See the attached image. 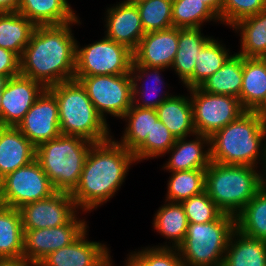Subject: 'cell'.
Returning a JSON list of instances; mask_svg holds the SVG:
<instances>
[{
	"label": "cell",
	"instance_id": "obj_1",
	"mask_svg": "<svg viewBox=\"0 0 266 266\" xmlns=\"http://www.w3.org/2000/svg\"><path fill=\"white\" fill-rule=\"evenodd\" d=\"M38 25L20 57V74L40 82L45 88L73 80L77 40L72 24ZM71 26V27H70Z\"/></svg>",
	"mask_w": 266,
	"mask_h": 266
},
{
	"label": "cell",
	"instance_id": "obj_2",
	"mask_svg": "<svg viewBox=\"0 0 266 266\" xmlns=\"http://www.w3.org/2000/svg\"><path fill=\"white\" fill-rule=\"evenodd\" d=\"M135 162L134 154L112 137L94 143L87 154L79 183L70 193L77 208L89 213L109 201L125 182L128 169Z\"/></svg>",
	"mask_w": 266,
	"mask_h": 266
},
{
	"label": "cell",
	"instance_id": "obj_3",
	"mask_svg": "<svg viewBox=\"0 0 266 266\" xmlns=\"http://www.w3.org/2000/svg\"><path fill=\"white\" fill-rule=\"evenodd\" d=\"M210 158L220 164L256 168L261 161L266 174V124L255 111H246L210 136Z\"/></svg>",
	"mask_w": 266,
	"mask_h": 266
},
{
	"label": "cell",
	"instance_id": "obj_4",
	"mask_svg": "<svg viewBox=\"0 0 266 266\" xmlns=\"http://www.w3.org/2000/svg\"><path fill=\"white\" fill-rule=\"evenodd\" d=\"M265 184V172L258 171L254 166L211 161L206 169V193L222 213L234 217Z\"/></svg>",
	"mask_w": 266,
	"mask_h": 266
},
{
	"label": "cell",
	"instance_id": "obj_5",
	"mask_svg": "<svg viewBox=\"0 0 266 266\" xmlns=\"http://www.w3.org/2000/svg\"><path fill=\"white\" fill-rule=\"evenodd\" d=\"M58 102L60 133L79 136L92 143L109 140L107 120L97 112L78 80H69L47 88Z\"/></svg>",
	"mask_w": 266,
	"mask_h": 266
},
{
	"label": "cell",
	"instance_id": "obj_6",
	"mask_svg": "<svg viewBox=\"0 0 266 266\" xmlns=\"http://www.w3.org/2000/svg\"><path fill=\"white\" fill-rule=\"evenodd\" d=\"M93 144L79 136L60 134L36 147L35 159L57 191L71 193L79 183Z\"/></svg>",
	"mask_w": 266,
	"mask_h": 266
},
{
	"label": "cell",
	"instance_id": "obj_7",
	"mask_svg": "<svg viewBox=\"0 0 266 266\" xmlns=\"http://www.w3.org/2000/svg\"><path fill=\"white\" fill-rule=\"evenodd\" d=\"M236 229L234 216L222 213L208 223H188L178 247L185 266H222L230 237Z\"/></svg>",
	"mask_w": 266,
	"mask_h": 266
},
{
	"label": "cell",
	"instance_id": "obj_8",
	"mask_svg": "<svg viewBox=\"0 0 266 266\" xmlns=\"http://www.w3.org/2000/svg\"><path fill=\"white\" fill-rule=\"evenodd\" d=\"M133 51L104 36L85 47L76 44L75 76L131 74Z\"/></svg>",
	"mask_w": 266,
	"mask_h": 266
},
{
	"label": "cell",
	"instance_id": "obj_9",
	"mask_svg": "<svg viewBox=\"0 0 266 266\" xmlns=\"http://www.w3.org/2000/svg\"><path fill=\"white\" fill-rule=\"evenodd\" d=\"M74 79L85 88L88 97L104 120L107 114L122 119L132 106L131 74L74 76Z\"/></svg>",
	"mask_w": 266,
	"mask_h": 266
},
{
	"label": "cell",
	"instance_id": "obj_10",
	"mask_svg": "<svg viewBox=\"0 0 266 266\" xmlns=\"http://www.w3.org/2000/svg\"><path fill=\"white\" fill-rule=\"evenodd\" d=\"M57 190L35 159L7 174L0 183V204L15 209L52 196Z\"/></svg>",
	"mask_w": 266,
	"mask_h": 266
},
{
	"label": "cell",
	"instance_id": "obj_11",
	"mask_svg": "<svg viewBox=\"0 0 266 266\" xmlns=\"http://www.w3.org/2000/svg\"><path fill=\"white\" fill-rule=\"evenodd\" d=\"M193 110L195 132L211 136L238 119L246 110L234 96L203 92L199 87L187 89Z\"/></svg>",
	"mask_w": 266,
	"mask_h": 266
},
{
	"label": "cell",
	"instance_id": "obj_12",
	"mask_svg": "<svg viewBox=\"0 0 266 266\" xmlns=\"http://www.w3.org/2000/svg\"><path fill=\"white\" fill-rule=\"evenodd\" d=\"M86 223L77 215L70 223L58 227L24 230L23 259L37 266L49 253L75 241L88 228Z\"/></svg>",
	"mask_w": 266,
	"mask_h": 266
},
{
	"label": "cell",
	"instance_id": "obj_13",
	"mask_svg": "<svg viewBox=\"0 0 266 266\" xmlns=\"http://www.w3.org/2000/svg\"><path fill=\"white\" fill-rule=\"evenodd\" d=\"M19 211L24 230L58 227L70 223L79 214L71 194L62 191L23 205Z\"/></svg>",
	"mask_w": 266,
	"mask_h": 266
},
{
	"label": "cell",
	"instance_id": "obj_14",
	"mask_svg": "<svg viewBox=\"0 0 266 266\" xmlns=\"http://www.w3.org/2000/svg\"><path fill=\"white\" fill-rule=\"evenodd\" d=\"M46 88L24 75L7 79L1 97L0 126L17 127Z\"/></svg>",
	"mask_w": 266,
	"mask_h": 266
},
{
	"label": "cell",
	"instance_id": "obj_15",
	"mask_svg": "<svg viewBox=\"0 0 266 266\" xmlns=\"http://www.w3.org/2000/svg\"><path fill=\"white\" fill-rule=\"evenodd\" d=\"M17 128L35 147L61 134L58 102L47 88L36 99Z\"/></svg>",
	"mask_w": 266,
	"mask_h": 266
},
{
	"label": "cell",
	"instance_id": "obj_16",
	"mask_svg": "<svg viewBox=\"0 0 266 266\" xmlns=\"http://www.w3.org/2000/svg\"><path fill=\"white\" fill-rule=\"evenodd\" d=\"M86 229L71 244L49 253L37 266H113L110 250L99 241H88Z\"/></svg>",
	"mask_w": 266,
	"mask_h": 266
},
{
	"label": "cell",
	"instance_id": "obj_17",
	"mask_svg": "<svg viewBox=\"0 0 266 266\" xmlns=\"http://www.w3.org/2000/svg\"><path fill=\"white\" fill-rule=\"evenodd\" d=\"M179 28L145 33L133 52L132 65L171 68L178 49Z\"/></svg>",
	"mask_w": 266,
	"mask_h": 266
},
{
	"label": "cell",
	"instance_id": "obj_18",
	"mask_svg": "<svg viewBox=\"0 0 266 266\" xmlns=\"http://www.w3.org/2000/svg\"><path fill=\"white\" fill-rule=\"evenodd\" d=\"M106 13L104 35L134 52L145 35L137 6L119 2L108 7Z\"/></svg>",
	"mask_w": 266,
	"mask_h": 266
},
{
	"label": "cell",
	"instance_id": "obj_19",
	"mask_svg": "<svg viewBox=\"0 0 266 266\" xmlns=\"http://www.w3.org/2000/svg\"><path fill=\"white\" fill-rule=\"evenodd\" d=\"M195 138L187 137L176 139L175 144L167 152L171 153L167 163L162 167L169 172L207 169L210 162V137L195 133ZM206 145V149H204Z\"/></svg>",
	"mask_w": 266,
	"mask_h": 266
},
{
	"label": "cell",
	"instance_id": "obj_20",
	"mask_svg": "<svg viewBox=\"0 0 266 266\" xmlns=\"http://www.w3.org/2000/svg\"><path fill=\"white\" fill-rule=\"evenodd\" d=\"M36 147L17 127L0 126V183L7 174L35 160Z\"/></svg>",
	"mask_w": 266,
	"mask_h": 266
},
{
	"label": "cell",
	"instance_id": "obj_21",
	"mask_svg": "<svg viewBox=\"0 0 266 266\" xmlns=\"http://www.w3.org/2000/svg\"><path fill=\"white\" fill-rule=\"evenodd\" d=\"M201 31V28H179L178 49L170 68L174 69L188 89L193 88V71L198 52L212 38L204 36Z\"/></svg>",
	"mask_w": 266,
	"mask_h": 266
},
{
	"label": "cell",
	"instance_id": "obj_22",
	"mask_svg": "<svg viewBox=\"0 0 266 266\" xmlns=\"http://www.w3.org/2000/svg\"><path fill=\"white\" fill-rule=\"evenodd\" d=\"M17 12L36 26L61 25L78 18L68 0H20Z\"/></svg>",
	"mask_w": 266,
	"mask_h": 266
},
{
	"label": "cell",
	"instance_id": "obj_23",
	"mask_svg": "<svg viewBox=\"0 0 266 266\" xmlns=\"http://www.w3.org/2000/svg\"><path fill=\"white\" fill-rule=\"evenodd\" d=\"M156 112L158 119L176 139L196 133L190 96L172 95L156 108Z\"/></svg>",
	"mask_w": 266,
	"mask_h": 266
},
{
	"label": "cell",
	"instance_id": "obj_24",
	"mask_svg": "<svg viewBox=\"0 0 266 266\" xmlns=\"http://www.w3.org/2000/svg\"><path fill=\"white\" fill-rule=\"evenodd\" d=\"M246 111H256L266 99V62L243 57V81L238 98Z\"/></svg>",
	"mask_w": 266,
	"mask_h": 266
},
{
	"label": "cell",
	"instance_id": "obj_25",
	"mask_svg": "<svg viewBox=\"0 0 266 266\" xmlns=\"http://www.w3.org/2000/svg\"><path fill=\"white\" fill-rule=\"evenodd\" d=\"M222 266H266V241L232 233Z\"/></svg>",
	"mask_w": 266,
	"mask_h": 266
},
{
	"label": "cell",
	"instance_id": "obj_26",
	"mask_svg": "<svg viewBox=\"0 0 266 266\" xmlns=\"http://www.w3.org/2000/svg\"><path fill=\"white\" fill-rule=\"evenodd\" d=\"M158 208L153 219V228L164 236L166 239H169L168 242L172 243L153 246L157 248H178L184 241L187 228L188 220L185 214L184 207L179 202H168Z\"/></svg>",
	"mask_w": 266,
	"mask_h": 266
},
{
	"label": "cell",
	"instance_id": "obj_27",
	"mask_svg": "<svg viewBox=\"0 0 266 266\" xmlns=\"http://www.w3.org/2000/svg\"><path fill=\"white\" fill-rule=\"evenodd\" d=\"M243 81V56L234 53L223 66L198 87L206 93L240 97Z\"/></svg>",
	"mask_w": 266,
	"mask_h": 266
},
{
	"label": "cell",
	"instance_id": "obj_28",
	"mask_svg": "<svg viewBox=\"0 0 266 266\" xmlns=\"http://www.w3.org/2000/svg\"><path fill=\"white\" fill-rule=\"evenodd\" d=\"M166 68H158V67H148L145 65H132L131 68V78H132V97L133 102L132 104L139 108H149V109H156L162 102H164L166 99L170 98L173 94H170L168 92L159 93L161 91V84H165L163 80H161L162 77L160 72L165 71ZM152 71V72H151ZM150 76L153 78L152 80V86H147L149 82L141 84V80L145 79V81L150 78ZM145 77V78H144ZM141 84V87H139V82ZM149 81V80H148ZM151 84V83H150ZM145 85V86H144ZM149 87V89H148ZM161 87V88H160ZM160 89V91H159ZM155 94L153 97L154 99H150L149 92L147 94V91H151ZM151 93V96H152ZM160 94V96H159ZM139 97V98H138ZM145 97V98H144ZM156 97V99H155ZM144 98V99H142ZM140 99H142V102H139Z\"/></svg>",
	"mask_w": 266,
	"mask_h": 266
},
{
	"label": "cell",
	"instance_id": "obj_29",
	"mask_svg": "<svg viewBox=\"0 0 266 266\" xmlns=\"http://www.w3.org/2000/svg\"><path fill=\"white\" fill-rule=\"evenodd\" d=\"M36 25L19 12L0 13V47L21 57Z\"/></svg>",
	"mask_w": 266,
	"mask_h": 266
},
{
	"label": "cell",
	"instance_id": "obj_30",
	"mask_svg": "<svg viewBox=\"0 0 266 266\" xmlns=\"http://www.w3.org/2000/svg\"><path fill=\"white\" fill-rule=\"evenodd\" d=\"M23 239L19 209L0 204V258H23Z\"/></svg>",
	"mask_w": 266,
	"mask_h": 266
},
{
	"label": "cell",
	"instance_id": "obj_31",
	"mask_svg": "<svg viewBox=\"0 0 266 266\" xmlns=\"http://www.w3.org/2000/svg\"><path fill=\"white\" fill-rule=\"evenodd\" d=\"M122 118L127 124L121 140L117 142L134 153L145 142L158 120L156 109L139 108L132 104Z\"/></svg>",
	"mask_w": 266,
	"mask_h": 266
},
{
	"label": "cell",
	"instance_id": "obj_32",
	"mask_svg": "<svg viewBox=\"0 0 266 266\" xmlns=\"http://www.w3.org/2000/svg\"><path fill=\"white\" fill-rule=\"evenodd\" d=\"M237 34L240 31L241 50L237 52L243 57H259L266 53V9L238 21L232 27Z\"/></svg>",
	"mask_w": 266,
	"mask_h": 266
},
{
	"label": "cell",
	"instance_id": "obj_33",
	"mask_svg": "<svg viewBox=\"0 0 266 266\" xmlns=\"http://www.w3.org/2000/svg\"><path fill=\"white\" fill-rule=\"evenodd\" d=\"M236 229L248 237L266 241V184L235 217Z\"/></svg>",
	"mask_w": 266,
	"mask_h": 266
},
{
	"label": "cell",
	"instance_id": "obj_34",
	"mask_svg": "<svg viewBox=\"0 0 266 266\" xmlns=\"http://www.w3.org/2000/svg\"><path fill=\"white\" fill-rule=\"evenodd\" d=\"M219 17L200 0H172V25L176 28H201L204 22Z\"/></svg>",
	"mask_w": 266,
	"mask_h": 266
},
{
	"label": "cell",
	"instance_id": "obj_35",
	"mask_svg": "<svg viewBox=\"0 0 266 266\" xmlns=\"http://www.w3.org/2000/svg\"><path fill=\"white\" fill-rule=\"evenodd\" d=\"M166 201L179 202L205 191L206 169L171 172Z\"/></svg>",
	"mask_w": 266,
	"mask_h": 266
},
{
	"label": "cell",
	"instance_id": "obj_36",
	"mask_svg": "<svg viewBox=\"0 0 266 266\" xmlns=\"http://www.w3.org/2000/svg\"><path fill=\"white\" fill-rule=\"evenodd\" d=\"M230 51L213 37L203 46L196 57L193 71V88L217 72L231 56Z\"/></svg>",
	"mask_w": 266,
	"mask_h": 266
},
{
	"label": "cell",
	"instance_id": "obj_37",
	"mask_svg": "<svg viewBox=\"0 0 266 266\" xmlns=\"http://www.w3.org/2000/svg\"><path fill=\"white\" fill-rule=\"evenodd\" d=\"M145 33L173 27L172 0H140L134 3Z\"/></svg>",
	"mask_w": 266,
	"mask_h": 266
},
{
	"label": "cell",
	"instance_id": "obj_38",
	"mask_svg": "<svg viewBox=\"0 0 266 266\" xmlns=\"http://www.w3.org/2000/svg\"><path fill=\"white\" fill-rule=\"evenodd\" d=\"M176 142V137L158 119L145 142L133 153L136 162L164 156Z\"/></svg>",
	"mask_w": 266,
	"mask_h": 266
},
{
	"label": "cell",
	"instance_id": "obj_39",
	"mask_svg": "<svg viewBox=\"0 0 266 266\" xmlns=\"http://www.w3.org/2000/svg\"><path fill=\"white\" fill-rule=\"evenodd\" d=\"M181 204L184 207L188 223H208L216 220L222 214L206 191L183 200Z\"/></svg>",
	"mask_w": 266,
	"mask_h": 266
},
{
	"label": "cell",
	"instance_id": "obj_40",
	"mask_svg": "<svg viewBox=\"0 0 266 266\" xmlns=\"http://www.w3.org/2000/svg\"><path fill=\"white\" fill-rule=\"evenodd\" d=\"M266 9V0H223L221 24L232 27L235 23Z\"/></svg>",
	"mask_w": 266,
	"mask_h": 266
},
{
	"label": "cell",
	"instance_id": "obj_41",
	"mask_svg": "<svg viewBox=\"0 0 266 266\" xmlns=\"http://www.w3.org/2000/svg\"><path fill=\"white\" fill-rule=\"evenodd\" d=\"M144 266H185L178 248L146 247L131 252Z\"/></svg>",
	"mask_w": 266,
	"mask_h": 266
},
{
	"label": "cell",
	"instance_id": "obj_42",
	"mask_svg": "<svg viewBox=\"0 0 266 266\" xmlns=\"http://www.w3.org/2000/svg\"><path fill=\"white\" fill-rule=\"evenodd\" d=\"M20 74V57L7 49L0 47V75L7 79Z\"/></svg>",
	"mask_w": 266,
	"mask_h": 266
},
{
	"label": "cell",
	"instance_id": "obj_43",
	"mask_svg": "<svg viewBox=\"0 0 266 266\" xmlns=\"http://www.w3.org/2000/svg\"><path fill=\"white\" fill-rule=\"evenodd\" d=\"M20 0H0V13L17 12Z\"/></svg>",
	"mask_w": 266,
	"mask_h": 266
},
{
	"label": "cell",
	"instance_id": "obj_44",
	"mask_svg": "<svg viewBox=\"0 0 266 266\" xmlns=\"http://www.w3.org/2000/svg\"><path fill=\"white\" fill-rule=\"evenodd\" d=\"M0 266H31L23 258H0Z\"/></svg>",
	"mask_w": 266,
	"mask_h": 266
},
{
	"label": "cell",
	"instance_id": "obj_45",
	"mask_svg": "<svg viewBox=\"0 0 266 266\" xmlns=\"http://www.w3.org/2000/svg\"><path fill=\"white\" fill-rule=\"evenodd\" d=\"M203 1L220 19L223 0H200Z\"/></svg>",
	"mask_w": 266,
	"mask_h": 266
},
{
	"label": "cell",
	"instance_id": "obj_46",
	"mask_svg": "<svg viewBox=\"0 0 266 266\" xmlns=\"http://www.w3.org/2000/svg\"><path fill=\"white\" fill-rule=\"evenodd\" d=\"M125 259V266H144L132 253Z\"/></svg>",
	"mask_w": 266,
	"mask_h": 266
},
{
	"label": "cell",
	"instance_id": "obj_47",
	"mask_svg": "<svg viewBox=\"0 0 266 266\" xmlns=\"http://www.w3.org/2000/svg\"><path fill=\"white\" fill-rule=\"evenodd\" d=\"M255 112L262 119L263 123L266 124V99Z\"/></svg>",
	"mask_w": 266,
	"mask_h": 266
},
{
	"label": "cell",
	"instance_id": "obj_48",
	"mask_svg": "<svg viewBox=\"0 0 266 266\" xmlns=\"http://www.w3.org/2000/svg\"><path fill=\"white\" fill-rule=\"evenodd\" d=\"M6 81H7V78L5 76L0 75V105H1L2 92H3V88H4Z\"/></svg>",
	"mask_w": 266,
	"mask_h": 266
},
{
	"label": "cell",
	"instance_id": "obj_49",
	"mask_svg": "<svg viewBox=\"0 0 266 266\" xmlns=\"http://www.w3.org/2000/svg\"><path fill=\"white\" fill-rule=\"evenodd\" d=\"M138 1H140V0H123V1H121V3H133L134 4Z\"/></svg>",
	"mask_w": 266,
	"mask_h": 266
},
{
	"label": "cell",
	"instance_id": "obj_50",
	"mask_svg": "<svg viewBox=\"0 0 266 266\" xmlns=\"http://www.w3.org/2000/svg\"><path fill=\"white\" fill-rule=\"evenodd\" d=\"M261 58L266 62V53Z\"/></svg>",
	"mask_w": 266,
	"mask_h": 266
}]
</instances>
